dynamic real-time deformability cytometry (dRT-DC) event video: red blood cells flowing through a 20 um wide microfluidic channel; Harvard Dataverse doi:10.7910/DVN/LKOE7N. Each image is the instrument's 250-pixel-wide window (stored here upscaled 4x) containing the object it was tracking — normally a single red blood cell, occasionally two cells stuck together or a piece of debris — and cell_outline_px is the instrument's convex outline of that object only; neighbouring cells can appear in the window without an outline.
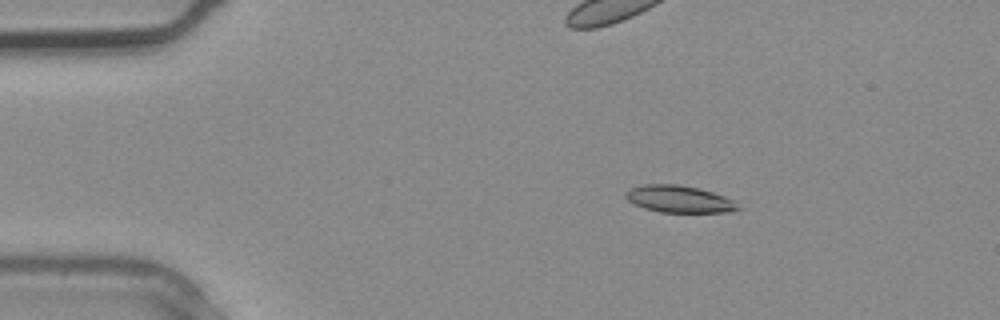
{"species": "common noctule bat (a hibernating species)", "species_latin": "Nyctalus noctula", "temperature_condition": "warm", "stored_images_in_passage": 4, "camera_frame_rate_fps": 3000, "um_per_image_px": 0.085, "animal": {"sex": "male", "body_mass_g": 20.4}, "frame": {"image": 1, "passage_image": 2, "time_ms": 0.333, "image_size_px": [1000, 320], "cell_outline_px": [[744, 208], [732, 212], [660, 212], [644, 208], [628, 200], [624, 196], [624, 192], [628, 188], [644, 184], [680, 184], [700, 188], [724, 196], [732, 200]], "centroid_in_image_um": [57.74, 16.91], "position_along_channel_um": 27.3, "area_um2": 17.92}}